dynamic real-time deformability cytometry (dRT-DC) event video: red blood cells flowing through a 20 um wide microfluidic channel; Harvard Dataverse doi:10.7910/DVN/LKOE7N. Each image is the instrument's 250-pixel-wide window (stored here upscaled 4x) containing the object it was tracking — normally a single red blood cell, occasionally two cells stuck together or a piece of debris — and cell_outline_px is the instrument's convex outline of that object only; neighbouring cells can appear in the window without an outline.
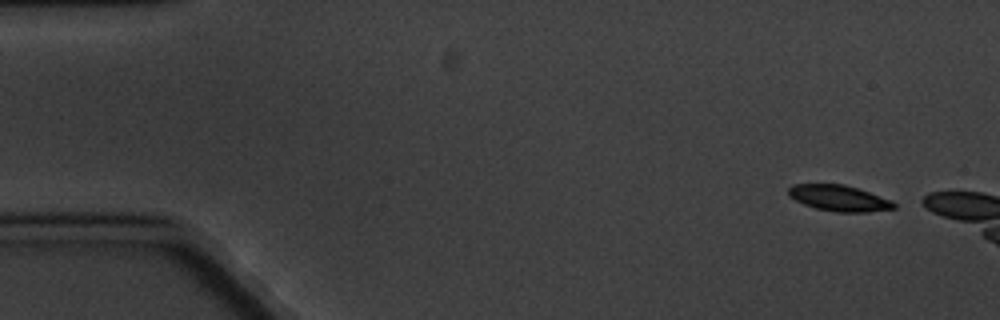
{"species": "common noctule bat (a hibernating species)", "species_latin": "Nyctalus noctula", "temperature_condition": "cold", "stored_images_in_passage": 3, "camera_frame_rate_fps": 3000, "um_per_image_px": 0.085, "animal": {"sex": "male", "body_mass_g": 20.1, "forearm_length_mm": 53.5}, "frame": {"image": 1, "passage_image": 1, "time_ms": 0.0, "image_size_px": [1000, 320], "cell_outline_px": [[896, 208], [868, 212], [836, 212], [816, 208], [804, 204], [788, 196], [788, 188], [792, 184], [844, 184], [892, 200], [896, 204]], "centroid_in_image_um": [71.31, 16.84], "position_along_channel_um": 13.7, "area_um2": 15.9}}